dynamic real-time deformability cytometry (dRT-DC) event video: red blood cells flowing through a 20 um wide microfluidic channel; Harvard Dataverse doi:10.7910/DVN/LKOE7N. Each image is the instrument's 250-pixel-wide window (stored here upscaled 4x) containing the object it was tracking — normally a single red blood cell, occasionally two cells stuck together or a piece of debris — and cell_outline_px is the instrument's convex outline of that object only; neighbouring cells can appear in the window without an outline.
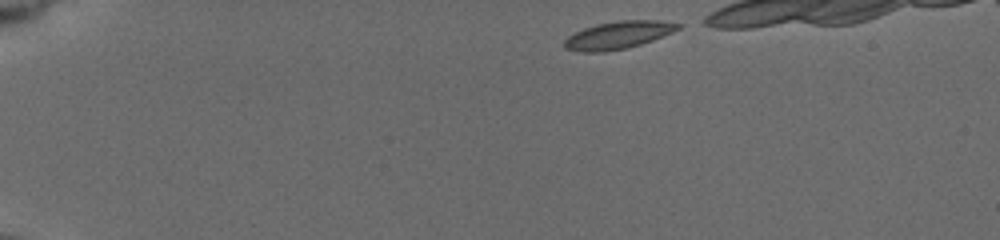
{"species": "common noctule bat (a hibernating species)", "species_latin": "Nyctalus noctula", "temperature_condition": "cold", "stored_images_in_passage": 5, "camera_frame_rate_fps": 3000, "um_per_image_px": 0.085, "animal": {"sex": "female", "body_mass_g": 19.5, "forearm_length_mm": 54.1}, "frame": {"image": 1, "passage_image": 1, "time_ms": 0.0, "image_size_px": [1000, 240], "cell_outline_px": [[680, 28], [672, 32], [652, 40], [640, 44], [624, 48], [604, 52], [584, 52], [564, 48], [564, 40], [568, 36], [584, 28], [596, 24], [620, 20], [656, 20], [680, 24]], "centroid_in_image_um": [52.51, 2.98], "position_along_channel_um": 32.5, "area_um2": 17.98}}